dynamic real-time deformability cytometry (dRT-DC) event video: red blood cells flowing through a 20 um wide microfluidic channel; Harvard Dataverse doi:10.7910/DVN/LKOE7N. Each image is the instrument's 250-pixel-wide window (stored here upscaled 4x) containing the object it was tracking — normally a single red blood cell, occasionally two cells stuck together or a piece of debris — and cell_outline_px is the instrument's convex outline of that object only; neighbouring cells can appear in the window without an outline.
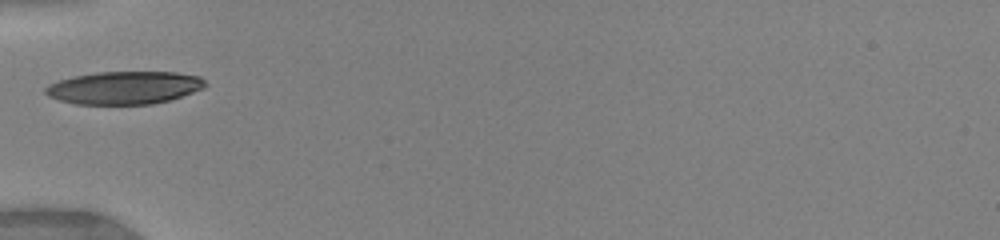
{"species": "human", "species_latin": "Homo sapiens", "temperature_condition": "warm", "stored_images_in_passage": 15, "camera_frame_rate_fps": 3000, "um_per_image_px": 0.085, "donor": {"sex": "female"}, "frame": {"image": 1, "passage_image": 1, "time_ms": 0.0, "image_size_px": [1000, 240], "cell_outline_px": [[208, 84], [204, 88], [168, 100], [152, 104], [76, 104], [60, 100], [48, 96], [44, 92], [44, 88], [48, 84], [60, 80], [76, 76], [96, 72], [176, 72], [200, 76]], "centroid_in_image_um": [10.57, 7.45], "position_along_channel_um": 74.4, "area_um2": 30.46}}